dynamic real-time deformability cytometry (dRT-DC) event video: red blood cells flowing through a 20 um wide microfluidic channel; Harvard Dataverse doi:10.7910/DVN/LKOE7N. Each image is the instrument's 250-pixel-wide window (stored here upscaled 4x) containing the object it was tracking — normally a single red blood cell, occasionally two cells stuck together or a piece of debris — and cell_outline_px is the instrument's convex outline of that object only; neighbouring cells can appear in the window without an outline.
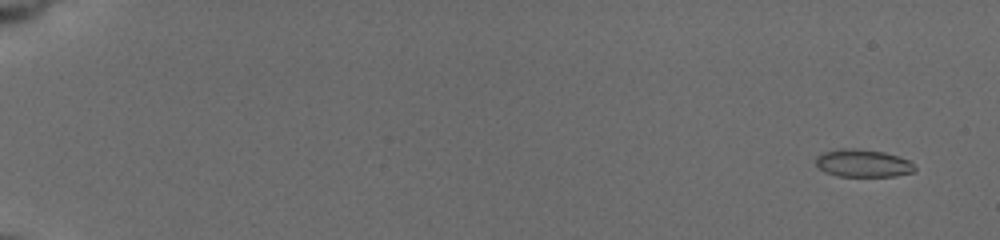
{"species": "common noctule bat (a hibernating species)", "species_latin": "Nyctalus noctula", "temperature_condition": "cold", "stored_images_in_passage": 55, "camera_frame_rate_fps": 3000, "um_per_image_px": 0.085, "animal": {"sex": "female", "body_mass_g": 19.5, "forearm_length_mm": 54.1}, "frame": {"image": 1, "passage_image": 1, "time_ms": 0.0, "image_size_px": [1000, 240], "cell_outline_px": [[916, 168], [912, 172], [896, 176], [836, 176], [824, 172], [816, 164], [816, 156], [824, 152], [840, 148], [856, 148], [884, 152], [908, 160]], "centroid_in_image_um": [73.31, 13.87], "position_along_channel_um": 11.7, "area_um2": 15.9}}
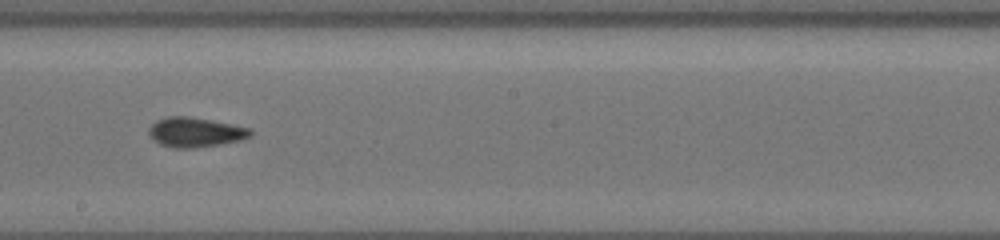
{"frame": {"image": 2, "passage_image": 33, "time_ms": 10.667, "image_size_px": [1000, 240], "cell_outline_px": [[252, 136], [240, 140], [192, 148], [172, 148], [160, 144], [152, 140], [148, 132], [148, 128], [156, 120], [168, 116], [188, 116], [212, 120], [252, 128]], "centroid_in_image_um": [16.58, 11.23], "position_along_channel_um": 231.6, "area_um2": 17.63}}
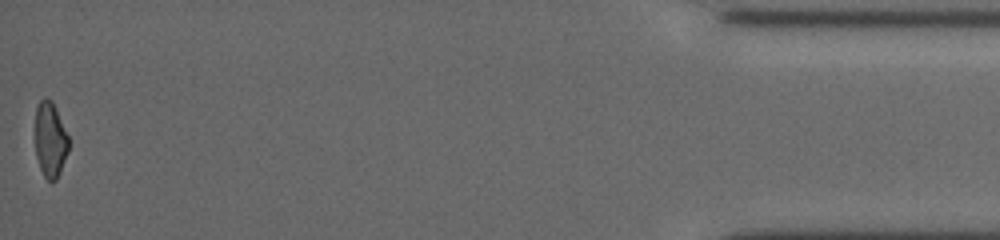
{"frame": {"image": 3, "passage_image": 55, "time_ms": 18.0, "image_size_px": [1000, 240], "cell_outline_px": [[68, 152], [60, 172], [56, 180], [48, 180], [44, 176], [40, 168], [36, 156], [36, 108], [40, 100], [44, 96], [52, 100], [56, 108], [68, 136]], "centroid_in_image_um": [4.27, 11.85], "position_along_channel_um": 430.9, "area_um2": 14.57}, "authors_computed_cell_mechanics": {"area_um2": 16.473, "velocity_mm_per_s": 3.7739, "shape_relaxation_time_tau1_ms": 3.4282, "shape_relaxation_time_tau2_ms": 1.7442, "deformation_change_tau1": 0.1185, "deformation_change_tau2": 0.0522}}